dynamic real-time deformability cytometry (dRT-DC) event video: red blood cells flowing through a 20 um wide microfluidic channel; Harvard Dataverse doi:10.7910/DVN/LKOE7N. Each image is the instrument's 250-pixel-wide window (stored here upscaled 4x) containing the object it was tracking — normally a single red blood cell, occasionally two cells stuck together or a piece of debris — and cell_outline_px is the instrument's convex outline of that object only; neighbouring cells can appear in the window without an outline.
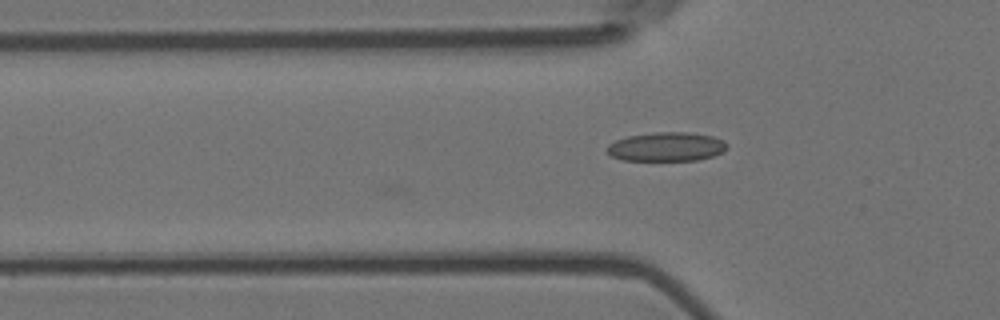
{"species": "Egyptian fruit bat (a non-hibernating species)", "species_latin": "Rousettus aegyptiacus", "temperature_condition": "room temperature", "stored_images_in_passage": 10, "camera_frame_rate_fps": 3000, "um_per_image_px": 0.085, "animal": {"sex": "female"}, "frame": {"image": 1, "passage_image": 10, "time_ms": 3.0, "image_size_px": [1000, 320], "cell_outline_px": [[728, 148], [724, 152], [700, 160], [620, 160], [612, 156], [604, 148], [608, 144], [616, 140], [628, 136], [656, 132], [684, 132], [712, 136], [728, 144]], "centroid_in_image_um": [56.63, 12.48], "position_along_channel_um": 69.2, "area_um2": 20.29}}